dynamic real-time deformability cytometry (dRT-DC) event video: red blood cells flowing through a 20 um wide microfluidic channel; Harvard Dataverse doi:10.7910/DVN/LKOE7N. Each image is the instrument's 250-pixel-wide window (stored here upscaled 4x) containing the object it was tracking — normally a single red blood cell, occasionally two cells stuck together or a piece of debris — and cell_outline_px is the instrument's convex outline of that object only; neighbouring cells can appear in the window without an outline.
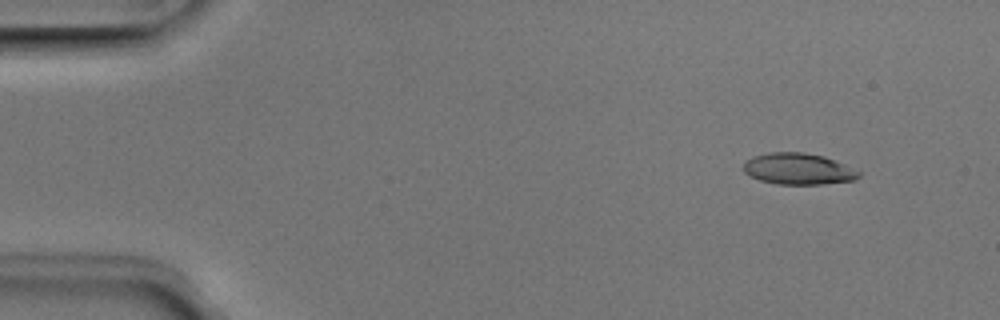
{"species": "Egyptian fruit bat (a non-hibernating species)", "species_latin": "Rousettus aegyptiacus", "temperature_condition": "room temperature", "stored_images_in_passage": 8, "camera_frame_rate_fps": 3000, "um_per_image_px": 0.085, "animal": {"sex": "male"}, "frame": {"image": 1, "passage_image": 2, "time_ms": 0.333, "image_size_px": [1000, 320], "cell_outline_px": [[860, 176], [856, 180], [824, 184], [776, 184], [760, 180], [748, 176], [744, 172], [744, 160], [752, 156], [768, 152], [804, 152], [824, 156], [844, 164], [860, 172]], "centroid_in_image_um": [67.82, 14.35], "position_along_channel_um": 17.2, "area_um2": 21.27}}
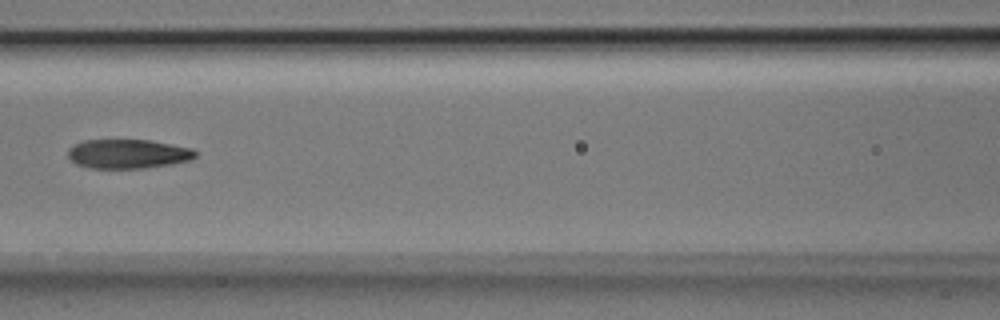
{"frame": {"image": 2, "passage_image": 7, "time_ms": 2.0, "image_size_px": [1000, 320], "cell_outline_px": [[196, 156], [192, 160], [172, 164], [144, 168], [88, 168], [76, 164], [68, 156], [68, 148], [72, 144], [84, 140], [152, 140], [192, 148], [196, 152]], "centroid_in_image_um": [10.87, 13.07], "position_along_channel_um": 155.7, "area_um2": 21.91}}
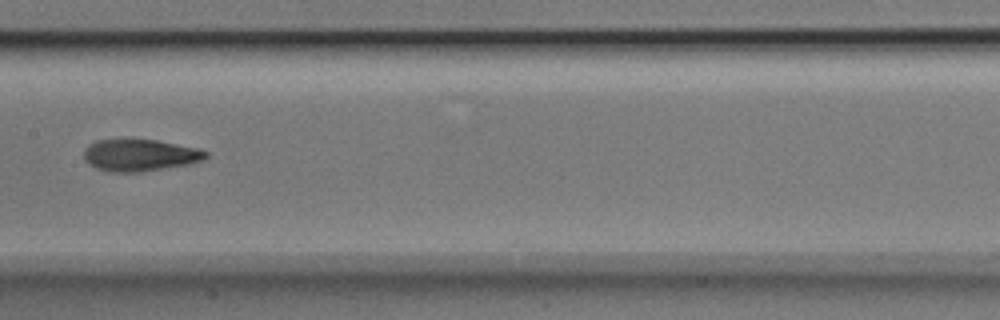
{"frame": {"image": 3, "passage_image": 8, "time_ms": 2.333, "image_size_px": [1000, 320], "cell_outline_px": [[208, 156], [200, 160], [188, 164], [140, 172], [108, 172], [96, 168], [88, 164], [84, 160], [84, 148], [88, 144], [96, 140], [156, 140], [196, 148], [208, 152]], "centroid_in_image_um": [11.82, 13.2], "position_along_channel_um": 195.6, "area_um2": 22.48}}